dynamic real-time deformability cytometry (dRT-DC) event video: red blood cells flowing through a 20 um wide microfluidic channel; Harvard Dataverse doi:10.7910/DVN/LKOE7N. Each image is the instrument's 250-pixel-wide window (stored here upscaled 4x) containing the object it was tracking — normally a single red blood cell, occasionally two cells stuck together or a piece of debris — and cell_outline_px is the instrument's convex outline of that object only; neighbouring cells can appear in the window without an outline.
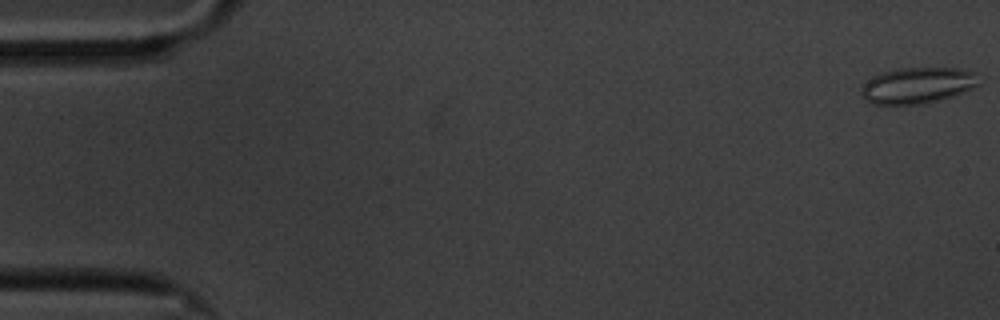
{"species": "common noctule bat (a hibernating species)", "species_latin": "Nyctalus noctula", "temperature_condition": "cold", "stored_images_in_passage": 16, "camera_frame_rate_fps": 3000, "um_per_image_px": 0.085, "animal": {"sex": "male", "body_mass_g": 20.1, "forearm_length_mm": 53.5}, "frame": {"image": 1, "passage_image": 1, "time_ms": 0.0, "image_size_px": [1000, 320], "cell_outline_px": [[980, 84], [972, 88], [952, 96], [924, 104], [872, 104], [860, 96], [860, 88], [872, 76], [880, 72], [900, 68], [960, 68], [976, 72]], "centroid_in_image_um": [77.96, 7.25], "position_along_channel_um": 7.0, "area_um2": 24.91}}
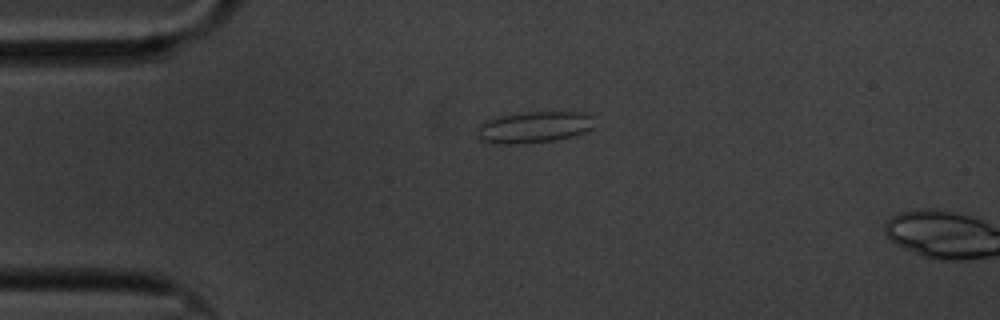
{"frame": {"image": 2, "passage_image": 14, "time_ms": 4.333, "image_size_px": [1000, 320], "cell_outline_px": [[592, 128], [584, 132], [572, 136], [556, 140], [524, 144], [488, 144], [480, 140], [476, 136], [476, 128], [484, 120], [500, 116], [528, 112], [584, 112], [592, 116]], "centroid_in_image_um": [45.3, 10.83], "position_along_channel_um": 39.7, "area_um2": 21.79}}